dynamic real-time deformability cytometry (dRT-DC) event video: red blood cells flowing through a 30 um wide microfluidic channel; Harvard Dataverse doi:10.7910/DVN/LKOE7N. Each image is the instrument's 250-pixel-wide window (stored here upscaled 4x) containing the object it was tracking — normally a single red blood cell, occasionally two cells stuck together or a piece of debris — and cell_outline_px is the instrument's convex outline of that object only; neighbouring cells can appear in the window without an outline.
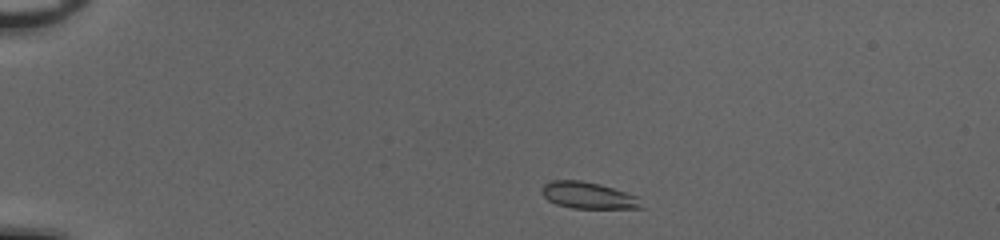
{"species": "common noctule bat (a hibernating species)", "species_latin": "Nyctalus noctula", "temperature_condition": "cold", "stored_images_in_passage": 43, "camera_frame_rate_fps": 3000, "um_per_image_px": 0.085, "animal": {"sex": "female", "body_mass_g": 20.0, "forearm_length_mm": 54.0}, "frame": {"image": 1, "passage_image": 2, "time_ms": 0.333, "image_size_px": [1000, 240], "cell_outline_px": [[644, 208], [572, 208], [556, 204], [548, 200], [540, 192], [540, 188], [544, 184], [552, 180], [580, 180], [600, 184], [640, 196]], "centroid_in_image_um": [50.02, 16.6], "position_along_channel_um": 35.0, "area_um2": 15.66}}
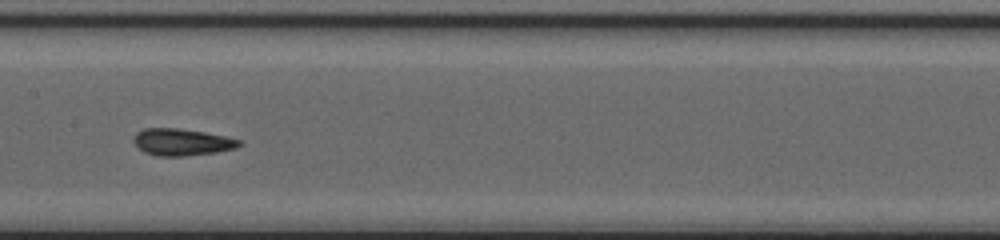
{"frame": {"image": 2, "passage_image": 19, "time_ms": 6.0, "image_size_px": [1000, 240], "cell_outline_px": [[244, 144], [236, 148], [216, 152], [184, 156], [156, 156], [144, 152], [132, 140], [136, 132], [144, 128], [180, 128], [204, 132], [244, 140]], "centroid_in_image_um": [15.49, 12.07], "position_along_channel_um": 191.9, "area_um2": 16.7}}
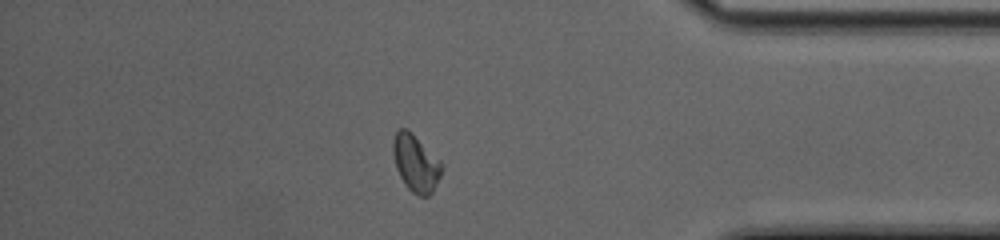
{"frame": {"image": 3, "passage_image": 36, "time_ms": 11.667, "image_size_px": [1000, 240], "cell_outline_px": [[444, 168], [432, 192], [428, 196], [420, 196], [412, 192], [404, 184], [396, 168], [392, 152], [392, 144], [396, 132], [400, 128], [408, 128], [444, 164]], "centroid_in_image_um": [35.34, 13.85], "position_along_channel_um": 399.9, "area_um2": 16.3}, "authors_computed_cell_mechanics": {"area_um2": 16.0684, "velocity_mm_per_s": 4.0595, "shape_relaxation_time_tau1_ms": 5.9335, "shape_relaxation_time_tau2_ms": 1.6575, "deformation_change_tau1": 0.147, "deformation_change_tau2": 0.0714}}